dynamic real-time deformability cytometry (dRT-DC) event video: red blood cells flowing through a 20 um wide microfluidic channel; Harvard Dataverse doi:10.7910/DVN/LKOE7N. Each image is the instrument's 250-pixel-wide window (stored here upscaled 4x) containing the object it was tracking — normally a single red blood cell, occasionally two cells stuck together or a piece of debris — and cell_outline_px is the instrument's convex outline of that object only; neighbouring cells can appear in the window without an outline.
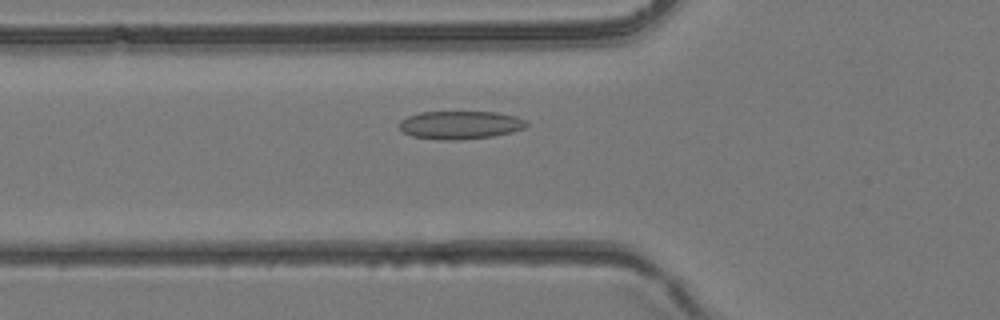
{"species": "common noctule bat (a hibernating species)", "species_latin": "Nyctalus noctula", "temperature_condition": "room temperature", "stored_images_in_passage": 4, "camera_frame_rate_fps": 3000, "um_per_image_px": 0.085, "animal": {"sex": "female", "body_mass_g": 24.6, "forearm_length_mm": 56.2}, "frame": {"image": 1, "passage_image": 4, "time_ms": 1.0, "image_size_px": [1000, 320], "cell_outline_px": [[528, 124], [524, 128], [512, 132], [492, 136], [456, 140], [444, 140], [412, 136], [404, 132], [400, 128], [400, 120], [408, 116], [420, 112], [496, 112], [516, 116], [524, 120]], "centroid_in_image_um": [39.12, 10.62], "position_along_channel_um": 86.7, "area_um2": 20.69}}